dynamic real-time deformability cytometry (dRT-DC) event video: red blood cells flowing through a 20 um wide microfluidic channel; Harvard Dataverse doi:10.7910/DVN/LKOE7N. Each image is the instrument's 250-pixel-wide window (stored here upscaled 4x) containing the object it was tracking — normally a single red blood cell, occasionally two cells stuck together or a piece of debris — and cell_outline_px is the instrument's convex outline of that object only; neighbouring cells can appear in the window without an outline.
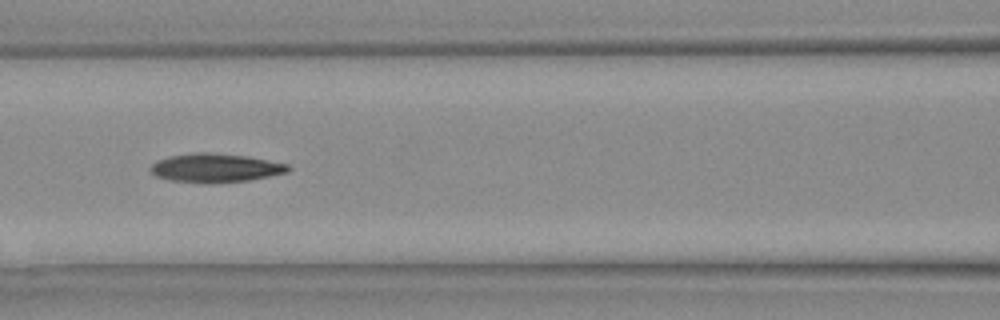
{"species": "Egyptian fruit bat (a non-hibernating species)", "species_latin": "Rousettus aegyptiacus", "temperature_condition": "warm", "stored_images_in_passage": 31, "camera_frame_rate_fps": 3000, "um_per_image_px": 0.085, "animal": {"sex": "female"}, "frame": {"image": 1, "passage_image": 14, "time_ms": 4.333, "image_size_px": [1000, 320], "cell_outline_px": [[292, 168], [288, 172], [248, 180], [204, 184], [168, 180], [156, 176], [148, 168], [152, 164], [168, 156], [200, 152], [204, 152], [244, 156], [288, 164]], "centroid_in_image_um": [18.28, 14.29], "position_along_channel_um": 148.3, "area_um2": 22.89}}